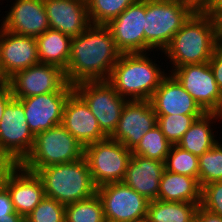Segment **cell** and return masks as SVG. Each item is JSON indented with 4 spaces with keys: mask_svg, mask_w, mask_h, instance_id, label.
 I'll use <instances>...</instances> for the list:
<instances>
[{
    "mask_svg": "<svg viewBox=\"0 0 222 222\" xmlns=\"http://www.w3.org/2000/svg\"><path fill=\"white\" fill-rule=\"evenodd\" d=\"M0 222H25V219L17 212L0 216Z\"/></svg>",
    "mask_w": 222,
    "mask_h": 222,
    "instance_id": "41",
    "label": "cell"
},
{
    "mask_svg": "<svg viewBox=\"0 0 222 222\" xmlns=\"http://www.w3.org/2000/svg\"><path fill=\"white\" fill-rule=\"evenodd\" d=\"M65 222H106L103 204L97 193L65 206Z\"/></svg>",
    "mask_w": 222,
    "mask_h": 222,
    "instance_id": "28",
    "label": "cell"
},
{
    "mask_svg": "<svg viewBox=\"0 0 222 222\" xmlns=\"http://www.w3.org/2000/svg\"><path fill=\"white\" fill-rule=\"evenodd\" d=\"M13 98L10 86L4 92L0 93V120L2 119L5 107Z\"/></svg>",
    "mask_w": 222,
    "mask_h": 222,
    "instance_id": "39",
    "label": "cell"
},
{
    "mask_svg": "<svg viewBox=\"0 0 222 222\" xmlns=\"http://www.w3.org/2000/svg\"><path fill=\"white\" fill-rule=\"evenodd\" d=\"M209 64L212 68L215 81L222 92V45H217L211 59L209 60Z\"/></svg>",
    "mask_w": 222,
    "mask_h": 222,
    "instance_id": "35",
    "label": "cell"
},
{
    "mask_svg": "<svg viewBox=\"0 0 222 222\" xmlns=\"http://www.w3.org/2000/svg\"><path fill=\"white\" fill-rule=\"evenodd\" d=\"M217 45L212 16L196 10L162 53L170 59L173 71L184 65L209 62Z\"/></svg>",
    "mask_w": 222,
    "mask_h": 222,
    "instance_id": "2",
    "label": "cell"
},
{
    "mask_svg": "<svg viewBox=\"0 0 222 222\" xmlns=\"http://www.w3.org/2000/svg\"><path fill=\"white\" fill-rule=\"evenodd\" d=\"M121 54L108 27L91 24L80 35L72 37L64 71L66 81L73 86L85 81H107Z\"/></svg>",
    "mask_w": 222,
    "mask_h": 222,
    "instance_id": "1",
    "label": "cell"
},
{
    "mask_svg": "<svg viewBox=\"0 0 222 222\" xmlns=\"http://www.w3.org/2000/svg\"><path fill=\"white\" fill-rule=\"evenodd\" d=\"M212 18L215 24L217 43L222 45V10H218Z\"/></svg>",
    "mask_w": 222,
    "mask_h": 222,
    "instance_id": "38",
    "label": "cell"
},
{
    "mask_svg": "<svg viewBox=\"0 0 222 222\" xmlns=\"http://www.w3.org/2000/svg\"><path fill=\"white\" fill-rule=\"evenodd\" d=\"M157 125V115L150 100H127L111 139L133 150L141 138Z\"/></svg>",
    "mask_w": 222,
    "mask_h": 222,
    "instance_id": "14",
    "label": "cell"
},
{
    "mask_svg": "<svg viewBox=\"0 0 222 222\" xmlns=\"http://www.w3.org/2000/svg\"><path fill=\"white\" fill-rule=\"evenodd\" d=\"M0 182L8 189L15 212L24 219L45 197L41 179L19 165H0Z\"/></svg>",
    "mask_w": 222,
    "mask_h": 222,
    "instance_id": "12",
    "label": "cell"
},
{
    "mask_svg": "<svg viewBox=\"0 0 222 222\" xmlns=\"http://www.w3.org/2000/svg\"><path fill=\"white\" fill-rule=\"evenodd\" d=\"M205 112L222 114V92L209 62L169 70Z\"/></svg>",
    "mask_w": 222,
    "mask_h": 222,
    "instance_id": "10",
    "label": "cell"
},
{
    "mask_svg": "<svg viewBox=\"0 0 222 222\" xmlns=\"http://www.w3.org/2000/svg\"><path fill=\"white\" fill-rule=\"evenodd\" d=\"M218 10H222V0H211L201 11L213 16Z\"/></svg>",
    "mask_w": 222,
    "mask_h": 222,
    "instance_id": "40",
    "label": "cell"
},
{
    "mask_svg": "<svg viewBox=\"0 0 222 222\" xmlns=\"http://www.w3.org/2000/svg\"><path fill=\"white\" fill-rule=\"evenodd\" d=\"M138 0H86L91 24L107 25Z\"/></svg>",
    "mask_w": 222,
    "mask_h": 222,
    "instance_id": "29",
    "label": "cell"
},
{
    "mask_svg": "<svg viewBox=\"0 0 222 222\" xmlns=\"http://www.w3.org/2000/svg\"><path fill=\"white\" fill-rule=\"evenodd\" d=\"M66 83L64 70L45 63L32 65L9 79V86L15 99L57 92Z\"/></svg>",
    "mask_w": 222,
    "mask_h": 222,
    "instance_id": "15",
    "label": "cell"
},
{
    "mask_svg": "<svg viewBox=\"0 0 222 222\" xmlns=\"http://www.w3.org/2000/svg\"><path fill=\"white\" fill-rule=\"evenodd\" d=\"M14 212L15 210L8 189L0 182V216Z\"/></svg>",
    "mask_w": 222,
    "mask_h": 222,
    "instance_id": "36",
    "label": "cell"
},
{
    "mask_svg": "<svg viewBox=\"0 0 222 222\" xmlns=\"http://www.w3.org/2000/svg\"><path fill=\"white\" fill-rule=\"evenodd\" d=\"M202 115H157V125L165 138L177 145L193 122Z\"/></svg>",
    "mask_w": 222,
    "mask_h": 222,
    "instance_id": "32",
    "label": "cell"
},
{
    "mask_svg": "<svg viewBox=\"0 0 222 222\" xmlns=\"http://www.w3.org/2000/svg\"><path fill=\"white\" fill-rule=\"evenodd\" d=\"M61 124L84 147L107 138L89 106L75 91L65 102Z\"/></svg>",
    "mask_w": 222,
    "mask_h": 222,
    "instance_id": "19",
    "label": "cell"
},
{
    "mask_svg": "<svg viewBox=\"0 0 222 222\" xmlns=\"http://www.w3.org/2000/svg\"><path fill=\"white\" fill-rule=\"evenodd\" d=\"M43 2L50 29L75 37L91 25L86 0H43Z\"/></svg>",
    "mask_w": 222,
    "mask_h": 222,
    "instance_id": "21",
    "label": "cell"
},
{
    "mask_svg": "<svg viewBox=\"0 0 222 222\" xmlns=\"http://www.w3.org/2000/svg\"><path fill=\"white\" fill-rule=\"evenodd\" d=\"M107 222H131L147 216L149 200L123 182L97 188Z\"/></svg>",
    "mask_w": 222,
    "mask_h": 222,
    "instance_id": "11",
    "label": "cell"
},
{
    "mask_svg": "<svg viewBox=\"0 0 222 222\" xmlns=\"http://www.w3.org/2000/svg\"><path fill=\"white\" fill-rule=\"evenodd\" d=\"M38 63L40 60L35 37L11 33L0 27V65L9 79Z\"/></svg>",
    "mask_w": 222,
    "mask_h": 222,
    "instance_id": "17",
    "label": "cell"
},
{
    "mask_svg": "<svg viewBox=\"0 0 222 222\" xmlns=\"http://www.w3.org/2000/svg\"><path fill=\"white\" fill-rule=\"evenodd\" d=\"M168 74L150 99L155 114L203 115L205 111L200 105L171 73Z\"/></svg>",
    "mask_w": 222,
    "mask_h": 222,
    "instance_id": "20",
    "label": "cell"
},
{
    "mask_svg": "<svg viewBox=\"0 0 222 222\" xmlns=\"http://www.w3.org/2000/svg\"><path fill=\"white\" fill-rule=\"evenodd\" d=\"M71 40V36L50 28L36 37L40 63L56 65L65 71L70 57Z\"/></svg>",
    "mask_w": 222,
    "mask_h": 222,
    "instance_id": "25",
    "label": "cell"
},
{
    "mask_svg": "<svg viewBox=\"0 0 222 222\" xmlns=\"http://www.w3.org/2000/svg\"><path fill=\"white\" fill-rule=\"evenodd\" d=\"M196 10H202L211 0H187Z\"/></svg>",
    "mask_w": 222,
    "mask_h": 222,
    "instance_id": "43",
    "label": "cell"
},
{
    "mask_svg": "<svg viewBox=\"0 0 222 222\" xmlns=\"http://www.w3.org/2000/svg\"><path fill=\"white\" fill-rule=\"evenodd\" d=\"M195 222H222V217L199 206L195 215Z\"/></svg>",
    "mask_w": 222,
    "mask_h": 222,
    "instance_id": "37",
    "label": "cell"
},
{
    "mask_svg": "<svg viewBox=\"0 0 222 222\" xmlns=\"http://www.w3.org/2000/svg\"><path fill=\"white\" fill-rule=\"evenodd\" d=\"M8 87H9V78L6 76L3 70L0 69V93L4 92Z\"/></svg>",
    "mask_w": 222,
    "mask_h": 222,
    "instance_id": "42",
    "label": "cell"
},
{
    "mask_svg": "<svg viewBox=\"0 0 222 222\" xmlns=\"http://www.w3.org/2000/svg\"><path fill=\"white\" fill-rule=\"evenodd\" d=\"M201 188L211 182L222 181V144L217 143L198 157Z\"/></svg>",
    "mask_w": 222,
    "mask_h": 222,
    "instance_id": "30",
    "label": "cell"
},
{
    "mask_svg": "<svg viewBox=\"0 0 222 222\" xmlns=\"http://www.w3.org/2000/svg\"><path fill=\"white\" fill-rule=\"evenodd\" d=\"M164 162L132 154L123 183L149 201L157 200Z\"/></svg>",
    "mask_w": 222,
    "mask_h": 222,
    "instance_id": "22",
    "label": "cell"
},
{
    "mask_svg": "<svg viewBox=\"0 0 222 222\" xmlns=\"http://www.w3.org/2000/svg\"><path fill=\"white\" fill-rule=\"evenodd\" d=\"M195 11L187 0H145V52H163Z\"/></svg>",
    "mask_w": 222,
    "mask_h": 222,
    "instance_id": "5",
    "label": "cell"
},
{
    "mask_svg": "<svg viewBox=\"0 0 222 222\" xmlns=\"http://www.w3.org/2000/svg\"><path fill=\"white\" fill-rule=\"evenodd\" d=\"M218 119H222V114L205 112L193 122L177 146L198 157L201 156L205 151L211 149L218 141L215 140L216 137L214 136L213 128H211V126H213L211 124L213 122L216 123Z\"/></svg>",
    "mask_w": 222,
    "mask_h": 222,
    "instance_id": "24",
    "label": "cell"
},
{
    "mask_svg": "<svg viewBox=\"0 0 222 222\" xmlns=\"http://www.w3.org/2000/svg\"><path fill=\"white\" fill-rule=\"evenodd\" d=\"M82 145L60 124L35 136L30 154L20 164L30 172L50 165L70 163L84 157Z\"/></svg>",
    "mask_w": 222,
    "mask_h": 222,
    "instance_id": "6",
    "label": "cell"
},
{
    "mask_svg": "<svg viewBox=\"0 0 222 222\" xmlns=\"http://www.w3.org/2000/svg\"><path fill=\"white\" fill-rule=\"evenodd\" d=\"M200 206L222 217V181L211 182L202 187Z\"/></svg>",
    "mask_w": 222,
    "mask_h": 222,
    "instance_id": "34",
    "label": "cell"
},
{
    "mask_svg": "<svg viewBox=\"0 0 222 222\" xmlns=\"http://www.w3.org/2000/svg\"><path fill=\"white\" fill-rule=\"evenodd\" d=\"M35 173L42 181L45 196L65 206L97 193L84 157L70 163L50 165Z\"/></svg>",
    "mask_w": 222,
    "mask_h": 222,
    "instance_id": "4",
    "label": "cell"
},
{
    "mask_svg": "<svg viewBox=\"0 0 222 222\" xmlns=\"http://www.w3.org/2000/svg\"><path fill=\"white\" fill-rule=\"evenodd\" d=\"M172 144L165 138L158 125L148 131L132 150V154L165 162Z\"/></svg>",
    "mask_w": 222,
    "mask_h": 222,
    "instance_id": "27",
    "label": "cell"
},
{
    "mask_svg": "<svg viewBox=\"0 0 222 222\" xmlns=\"http://www.w3.org/2000/svg\"><path fill=\"white\" fill-rule=\"evenodd\" d=\"M35 136L30 131L23 104L13 98L0 120V165H19L30 154Z\"/></svg>",
    "mask_w": 222,
    "mask_h": 222,
    "instance_id": "7",
    "label": "cell"
},
{
    "mask_svg": "<svg viewBox=\"0 0 222 222\" xmlns=\"http://www.w3.org/2000/svg\"><path fill=\"white\" fill-rule=\"evenodd\" d=\"M106 26L122 54L145 53V0L128 6Z\"/></svg>",
    "mask_w": 222,
    "mask_h": 222,
    "instance_id": "16",
    "label": "cell"
},
{
    "mask_svg": "<svg viewBox=\"0 0 222 222\" xmlns=\"http://www.w3.org/2000/svg\"><path fill=\"white\" fill-rule=\"evenodd\" d=\"M201 191L196 178L164 170L159 183L158 200L201 203Z\"/></svg>",
    "mask_w": 222,
    "mask_h": 222,
    "instance_id": "23",
    "label": "cell"
},
{
    "mask_svg": "<svg viewBox=\"0 0 222 222\" xmlns=\"http://www.w3.org/2000/svg\"><path fill=\"white\" fill-rule=\"evenodd\" d=\"M0 26L18 35L38 37L50 28L43 0H15Z\"/></svg>",
    "mask_w": 222,
    "mask_h": 222,
    "instance_id": "18",
    "label": "cell"
},
{
    "mask_svg": "<svg viewBox=\"0 0 222 222\" xmlns=\"http://www.w3.org/2000/svg\"><path fill=\"white\" fill-rule=\"evenodd\" d=\"M131 222H149V219H148L147 216H145V217H142V218H139V219H135Z\"/></svg>",
    "mask_w": 222,
    "mask_h": 222,
    "instance_id": "44",
    "label": "cell"
},
{
    "mask_svg": "<svg viewBox=\"0 0 222 222\" xmlns=\"http://www.w3.org/2000/svg\"><path fill=\"white\" fill-rule=\"evenodd\" d=\"M146 54H121L107 80L127 100H150L168 75Z\"/></svg>",
    "mask_w": 222,
    "mask_h": 222,
    "instance_id": "3",
    "label": "cell"
},
{
    "mask_svg": "<svg viewBox=\"0 0 222 222\" xmlns=\"http://www.w3.org/2000/svg\"><path fill=\"white\" fill-rule=\"evenodd\" d=\"M201 203L149 202L147 217L149 222H195V215Z\"/></svg>",
    "mask_w": 222,
    "mask_h": 222,
    "instance_id": "26",
    "label": "cell"
},
{
    "mask_svg": "<svg viewBox=\"0 0 222 222\" xmlns=\"http://www.w3.org/2000/svg\"><path fill=\"white\" fill-rule=\"evenodd\" d=\"M73 87L89 106L101 131L110 137L117 127L127 99L120 96L108 81H85Z\"/></svg>",
    "mask_w": 222,
    "mask_h": 222,
    "instance_id": "9",
    "label": "cell"
},
{
    "mask_svg": "<svg viewBox=\"0 0 222 222\" xmlns=\"http://www.w3.org/2000/svg\"><path fill=\"white\" fill-rule=\"evenodd\" d=\"M131 157V150L110 137L90 143L84 148V158L97 188L122 182Z\"/></svg>",
    "mask_w": 222,
    "mask_h": 222,
    "instance_id": "8",
    "label": "cell"
},
{
    "mask_svg": "<svg viewBox=\"0 0 222 222\" xmlns=\"http://www.w3.org/2000/svg\"><path fill=\"white\" fill-rule=\"evenodd\" d=\"M25 222H65V205L45 196Z\"/></svg>",
    "mask_w": 222,
    "mask_h": 222,
    "instance_id": "33",
    "label": "cell"
},
{
    "mask_svg": "<svg viewBox=\"0 0 222 222\" xmlns=\"http://www.w3.org/2000/svg\"><path fill=\"white\" fill-rule=\"evenodd\" d=\"M165 170L181 175L194 177L198 180V156L185 151L177 145H172L164 162Z\"/></svg>",
    "mask_w": 222,
    "mask_h": 222,
    "instance_id": "31",
    "label": "cell"
},
{
    "mask_svg": "<svg viewBox=\"0 0 222 222\" xmlns=\"http://www.w3.org/2000/svg\"><path fill=\"white\" fill-rule=\"evenodd\" d=\"M74 91L68 82L57 92L39 94L18 99L34 136L62 123L63 109L69 95Z\"/></svg>",
    "mask_w": 222,
    "mask_h": 222,
    "instance_id": "13",
    "label": "cell"
}]
</instances>
